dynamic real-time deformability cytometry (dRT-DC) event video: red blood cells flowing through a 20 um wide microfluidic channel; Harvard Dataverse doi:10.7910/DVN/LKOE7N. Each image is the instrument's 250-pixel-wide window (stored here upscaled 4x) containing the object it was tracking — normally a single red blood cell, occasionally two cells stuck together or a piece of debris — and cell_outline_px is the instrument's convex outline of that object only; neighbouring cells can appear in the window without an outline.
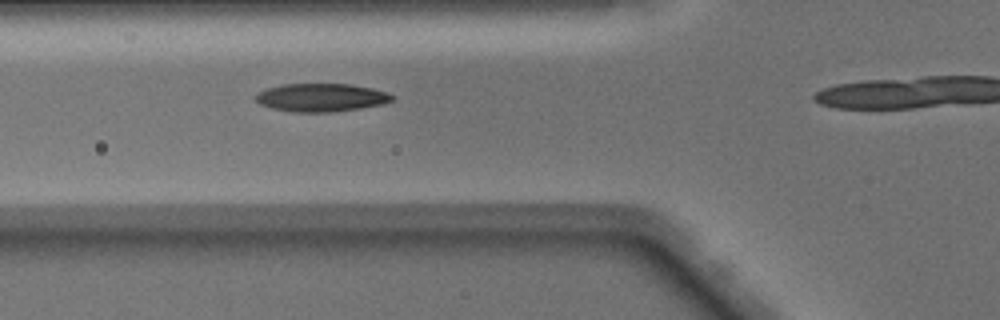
{"species": "Egyptian fruit bat (a non-hibernating species)", "species_latin": "Rousettus aegyptiacus", "temperature_condition": "warm", "stored_images_in_passage": 7, "camera_frame_rate_fps": 3000, "um_per_image_px": 0.085, "animal": {"sex": "male"}, "frame": {"image": 1, "passage_image": 3, "time_ms": 0.667, "image_size_px": [1000, 320], "cell_outline_px": [[396, 96], [392, 100], [384, 104], [360, 108], [332, 112], [292, 112], [272, 108], [260, 104], [256, 100], [256, 92], [280, 84], [348, 84], [372, 88], [388, 92]], "centroid_in_image_um": [27.32, 8.29], "position_along_channel_um": 98.5, "area_um2": 22.48}}
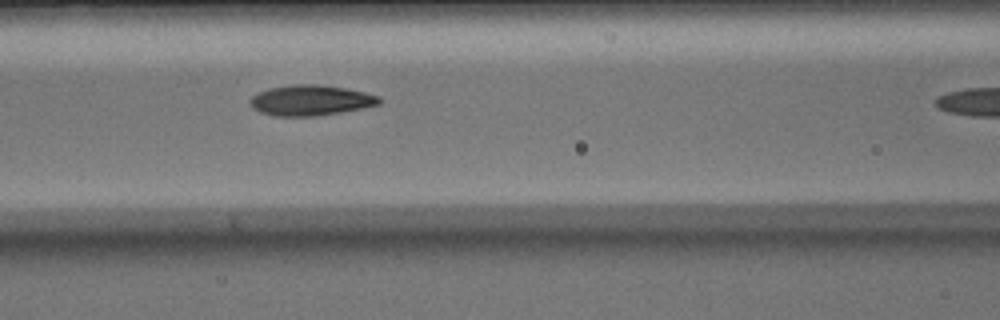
{"frame": {"image": 2, "passage_image": 6, "time_ms": 1.667, "image_size_px": [1000, 320], "cell_outline_px": [[380, 104], [364, 108], [316, 116], [276, 116], [260, 112], [252, 108], [248, 100], [252, 96], [268, 88], [292, 84], [316, 84], [344, 88], [364, 92], [380, 96]], "centroid_in_image_um": [26.38, 8.53], "position_along_channel_um": 140.2, "area_um2": 22.95}}